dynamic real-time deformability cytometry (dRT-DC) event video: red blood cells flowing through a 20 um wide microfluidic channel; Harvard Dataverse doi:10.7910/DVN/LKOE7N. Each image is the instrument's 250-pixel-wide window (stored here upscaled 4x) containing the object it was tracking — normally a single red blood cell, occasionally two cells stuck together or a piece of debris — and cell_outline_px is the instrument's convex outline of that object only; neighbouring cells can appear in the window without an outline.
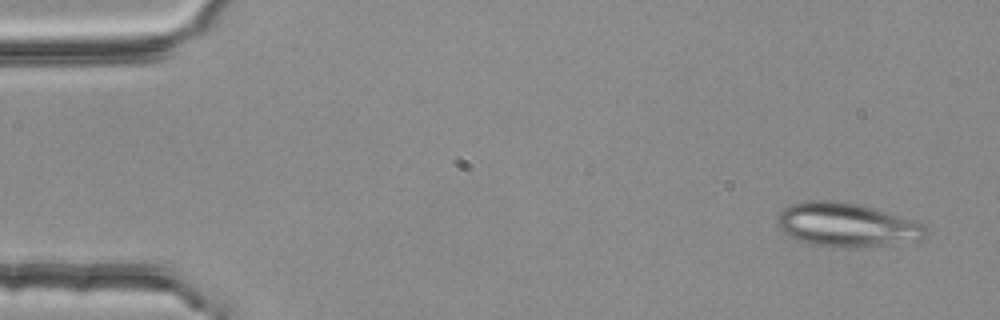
{"species": "common noctule bat (a hibernating species)", "species_latin": "Nyctalus noctula", "temperature_condition": "room temperature", "stored_images_in_passage": 4, "camera_frame_rate_fps": 3000, "um_per_image_px": 0.085, "animal": {"sex": "female", "body_mass_g": 25.1}, "frame": {"image": 1, "passage_image": 1, "time_ms": 0.0, "image_size_px": [1000, 320], "cell_outline_px": [[928, 232], [920, 240], [880, 244], [816, 244], [796, 240], [784, 232], [776, 224], [776, 220], [780, 212], [784, 208], [792, 204], [820, 200], [828, 200], [856, 204], [884, 212], [924, 224]], "centroid_in_image_um": [71.91, 19.07], "position_along_channel_um": 13.1, "area_um2": 35.84}}